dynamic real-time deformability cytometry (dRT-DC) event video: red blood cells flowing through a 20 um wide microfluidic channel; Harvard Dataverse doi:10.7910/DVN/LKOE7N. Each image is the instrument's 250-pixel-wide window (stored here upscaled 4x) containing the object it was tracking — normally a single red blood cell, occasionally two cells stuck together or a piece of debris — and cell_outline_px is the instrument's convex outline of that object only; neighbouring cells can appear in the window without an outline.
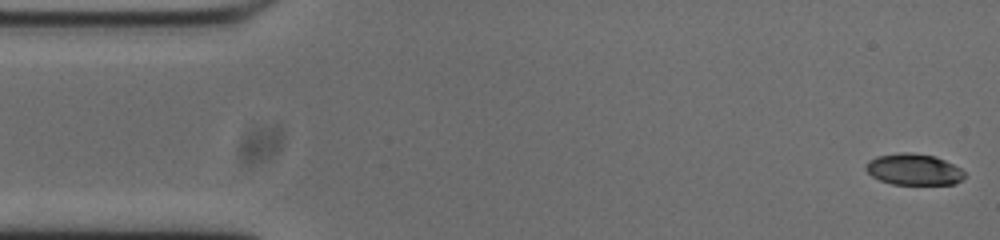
{"species": "common noctule bat (a hibernating species)", "species_latin": "Nyctalus noctula", "temperature_condition": "cold", "stored_images_in_passage": 53, "camera_frame_rate_fps": 3000, "um_per_image_px": 0.085, "animal": {"sex": "male", "body_mass_g": 20.0, "forearm_length_mm": 53.3}, "frame": {"image": 1, "passage_image": 1, "time_ms": 0.0, "image_size_px": [1000, 240], "cell_outline_px": [[964, 176], [956, 184], [892, 184], [880, 180], [872, 176], [864, 168], [864, 164], [868, 160], [876, 156], [904, 152], [912, 152], [936, 156], [960, 168], [964, 172]], "centroid_in_image_um": [77.63, 14.39], "position_along_channel_um": 7.4, "area_um2": 18.03}}
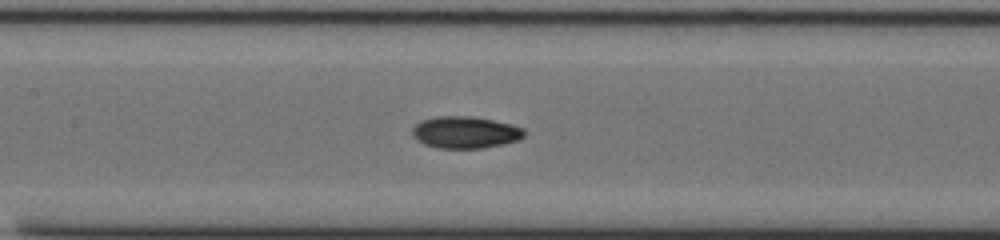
{"frame": {"image": 2, "passage_image": 23, "time_ms": 7.333, "image_size_px": [1000, 240], "cell_outline_px": [[528, 132], [520, 140], [504, 144], [484, 148], [436, 148], [424, 144], [416, 140], [412, 136], [412, 128], [420, 120], [436, 116], [472, 116], [512, 124], [524, 128]], "centroid_in_image_um": [39.56, 11.25], "position_along_channel_um": 167.8, "area_um2": 21.21}}
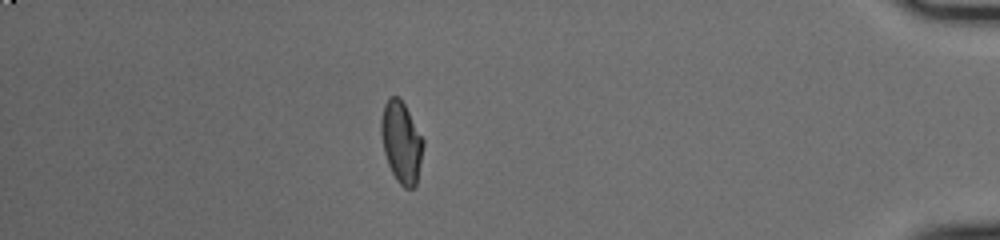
{"frame": {"image": 3, "passage_image": 46, "time_ms": 15.0, "image_size_px": [1000, 240], "cell_outline_px": [[424, 144], [416, 184], [412, 188], [404, 188], [396, 180], [388, 164], [384, 152], [380, 132], [380, 120], [384, 104], [388, 96], [400, 96], [424, 140]], "centroid_in_image_um": [34.09, 12.05], "position_along_channel_um": 401.1, "area_um2": 20.06}, "authors_computed_cell_mechanics": {"area_um2": 19.941, "velocity_mm_per_s": 3.7472, "shape_relaxation_time_tau1_ms": null, "shape_relaxation_time_tau2_ms": 3.3459, "deformation_change_tau1": null, "deformation_change_tau2": 0.0706}}